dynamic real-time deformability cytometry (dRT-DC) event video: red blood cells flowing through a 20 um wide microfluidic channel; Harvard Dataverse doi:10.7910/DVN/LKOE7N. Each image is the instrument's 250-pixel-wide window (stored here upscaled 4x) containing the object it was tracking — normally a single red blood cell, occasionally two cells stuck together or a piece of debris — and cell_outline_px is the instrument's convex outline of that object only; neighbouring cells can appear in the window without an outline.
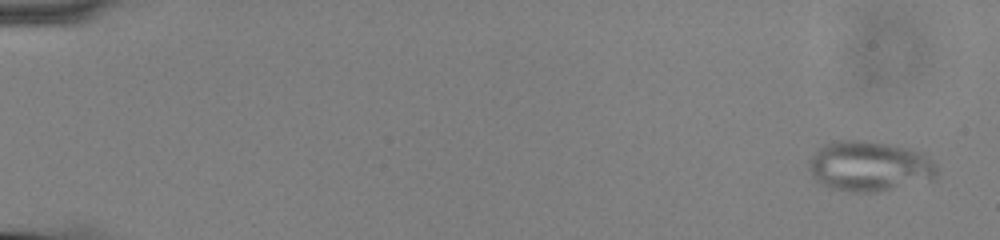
{"species": "common noctule bat (a hibernating species)", "species_latin": "Nyctalus noctula", "temperature_condition": "cold", "stored_images_in_passage": 58, "camera_frame_rate_fps": 3000, "um_per_image_px": 0.085, "animal": {"sex": "male", "body_mass_g": 13.0, "forearm_length_mm": 53.1}, "frame": {"image": 1, "passage_image": 3, "time_ms": 0.667, "image_size_px": [1000, 240], "cell_outline_px": [[936, 172], [932, 180], [876, 192], [852, 192], [832, 188], [816, 180], [812, 176], [808, 168], [808, 160], [824, 144], [840, 140], [868, 140], [892, 144], [924, 152], [936, 164]], "centroid_in_image_um": [73.91, 14.11], "position_along_channel_um": 11.1, "area_um2": 37.63}}
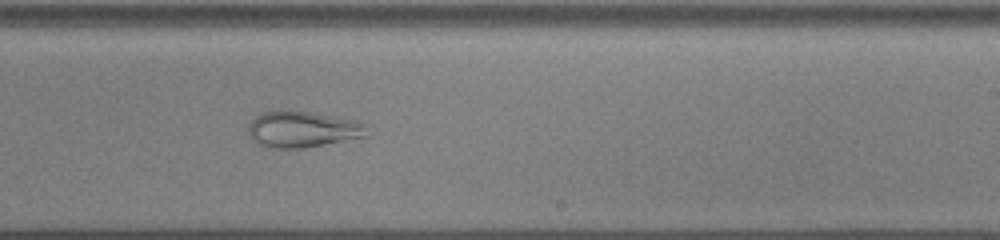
{"frame": {"image": 2, "passage_image": 37, "time_ms": 12.0, "image_size_px": [1000, 240], "cell_outline_px": [[368, 136], [304, 148], [268, 148], [256, 144], [248, 136], [248, 124], [256, 116], [264, 112], [288, 108], [312, 112], [356, 120], [364, 124]], "centroid_in_image_um": [25.66, 10.98], "position_along_channel_um": 263.3, "area_um2": 25.55}}
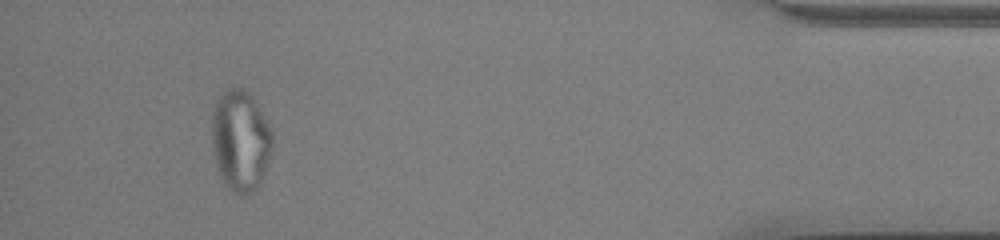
{"frame": {"image": 3, "passage_image": 54, "time_ms": 17.667, "image_size_px": [1000, 240], "cell_outline_px": [[272, 148], [268, 164], [260, 188], [256, 192], [244, 196], [240, 196], [232, 192], [224, 184], [216, 168], [212, 148], [212, 108], [216, 100], [228, 88], [244, 88], [252, 96], [272, 128]], "centroid_in_image_um": [20.45, 12.01], "position_along_channel_um": 414.8, "area_um2": 36.65}}